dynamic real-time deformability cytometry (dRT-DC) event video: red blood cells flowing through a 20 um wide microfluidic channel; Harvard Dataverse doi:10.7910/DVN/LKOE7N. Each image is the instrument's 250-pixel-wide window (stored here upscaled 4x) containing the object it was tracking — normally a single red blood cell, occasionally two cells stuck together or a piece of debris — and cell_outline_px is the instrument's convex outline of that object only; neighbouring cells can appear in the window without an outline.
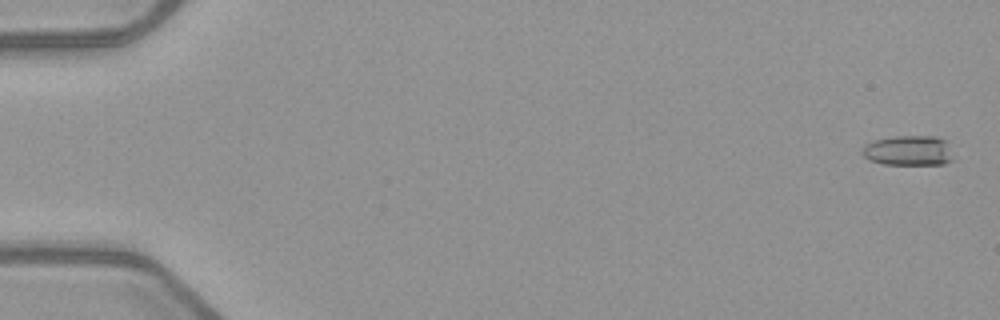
{"species": "common noctule bat (a hibernating species)", "species_latin": "Nyctalus noctula", "temperature_condition": "warm", "stored_images_in_passage": 54, "camera_frame_rate_fps": 3000, "um_per_image_px": 0.085, "animal": {"sex": "female", "body_mass_g": 21.9}, "frame": {"image": 1, "passage_image": 2, "time_ms": 0.333, "image_size_px": [1000, 320], "cell_outline_px": [[952, 160], [944, 164], [884, 164], [868, 160], [860, 152], [864, 144], [872, 140], [896, 136], [936, 136], [944, 140]], "centroid_in_image_um": [77.12, 12.79], "position_along_channel_um": 7.9, "area_um2": 15.84}}
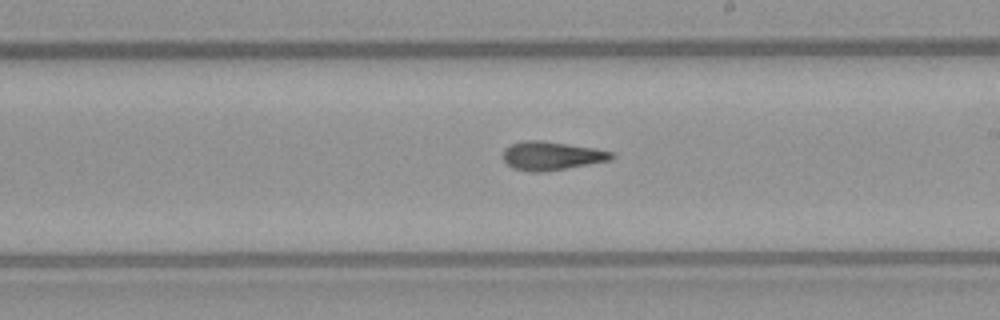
{"frame": {"image": 2, "passage_image": 32, "time_ms": 10.333, "image_size_px": [1000, 320], "cell_outline_px": [[616, 156], [612, 160], [544, 172], [528, 172], [512, 168], [504, 160], [504, 148], [512, 144], [524, 140], [540, 140], [596, 148], [612, 152]], "centroid_in_image_um": [46.9, 13.25], "position_along_channel_um": 242.1, "area_um2": 18.15}}
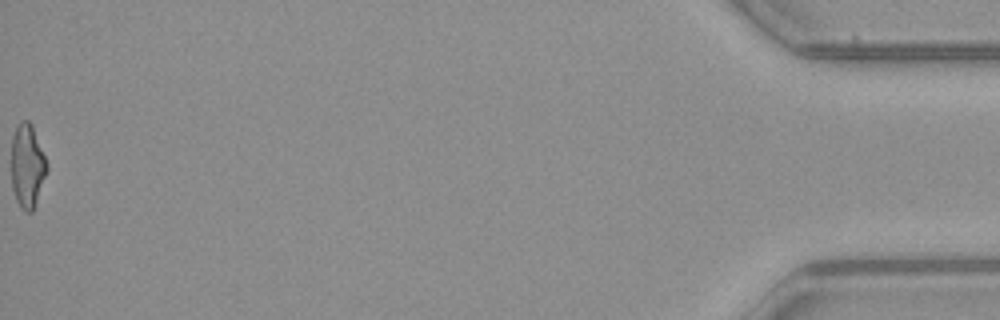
{"frame": {"image": 3, "passage_image": 54, "time_ms": 17.667, "image_size_px": [1000, 320], "cell_outline_px": [[48, 168], [32, 212], [24, 212], [20, 208], [16, 200], [12, 188], [12, 136], [16, 124], [20, 120], [28, 120], [32, 124], [48, 164]], "centroid_in_image_um": [2.31, 14.07], "position_along_channel_um": 432.9, "area_um2": 17.4}, "authors_computed_cell_mechanics": {"area_um2": 17.4267, "velocity_mm_per_s": 3.9965, "shape_relaxation_time_tau1_ms": 9.2212, "shape_relaxation_time_tau2_ms": 3.7656, "deformation_change_tau1": 0.2635, "deformation_change_tau2": 0.1361}}